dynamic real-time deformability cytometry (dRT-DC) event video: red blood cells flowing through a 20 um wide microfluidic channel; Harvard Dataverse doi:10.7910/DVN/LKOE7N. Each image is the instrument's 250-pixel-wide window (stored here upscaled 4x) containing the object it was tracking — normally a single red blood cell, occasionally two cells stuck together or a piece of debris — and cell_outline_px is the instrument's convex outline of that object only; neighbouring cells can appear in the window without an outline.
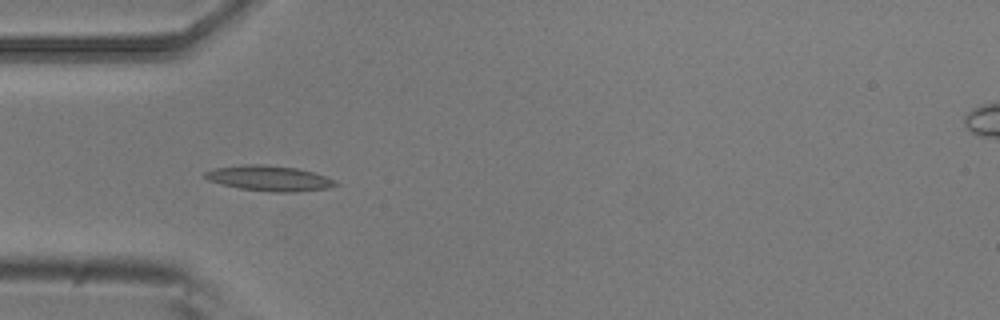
{"species": "common noctule bat (a hibernating species)", "species_latin": "Nyctalus noctula", "temperature_condition": "room temperature", "stored_images_in_passage": 5, "camera_frame_rate_fps": 3000, "um_per_image_px": 0.085, "animal": {"sex": "male", "body_mass_g": 20.5, "forearm_length_mm": 52.5}, "frame": {"image": 1, "passage_image": 4, "time_ms": 1.0, "image_size_px": [1000, 320], "cell_outline_px": [[340, 184], [328, 188], [296, 192], [272, 192], [240, 188], [208, 180], [204, 176], [204, 172], [216, 168], [244, 164], [264, 164], [296, 168], [312, 172], [336, 180]], "centroid_in_image_um": [22.92, 15.15], "position_along_channel_um": 62.1, "area_um2": 19.13}}
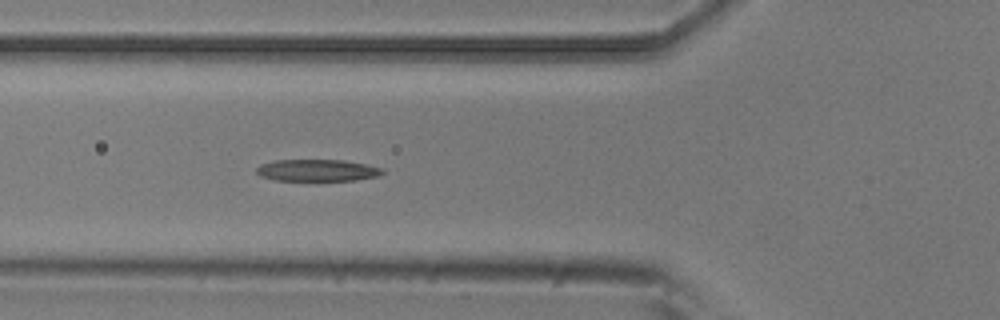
{"frame": {"image": 2, "passage_image": 5, "time_ms": 1.333, "image_size_px": [1000, 320], "cell_outline_px": [[384, 172], [376, 176], [356, 180], [276, 180], [260, 176], [256, 172], [256, 168], [260, 164], [276, 160], [344, 160], [364, 164], [380, 168]], "centroid_in_image_um": [26.91, 14.47], "position_along_channel_um": 98.9, "area_um2": 15.78}}